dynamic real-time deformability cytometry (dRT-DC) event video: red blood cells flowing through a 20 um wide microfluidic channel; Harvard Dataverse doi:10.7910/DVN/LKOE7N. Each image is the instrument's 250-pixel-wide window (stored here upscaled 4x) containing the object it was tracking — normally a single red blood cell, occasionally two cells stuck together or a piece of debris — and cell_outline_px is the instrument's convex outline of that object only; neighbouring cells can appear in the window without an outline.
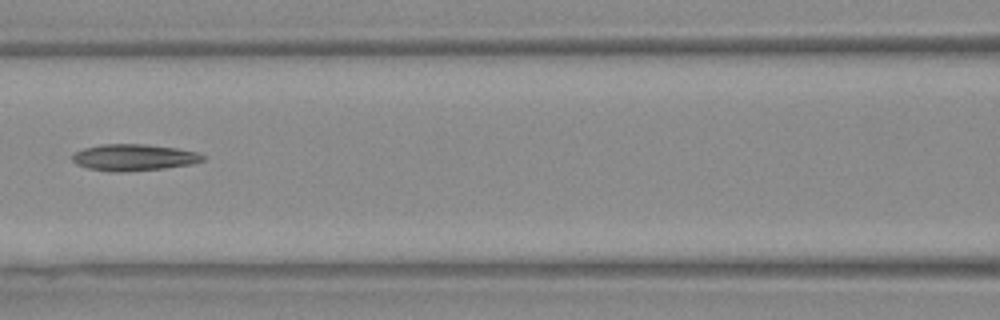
{"species": "Egyptian fruit bat (a non-hibernating species)", "species_latin": "Rousettus aegyptiacus", "temperature_condition": "warm", "stored_images_in_passage": 7, "camera_frame_rate_fps": 3000, "um_per_image_px": 0.085, "animal": {"sex": "female"}, "frame": {"image": 1, "passage_image": 6, "time_ms": 1.667, "image_size_px": [1000, 320], "cell_outline_px": [[204, 160], [192, 164], [164, 168], [120, 172], [112, 172], [88, 168], [76, 164], [72, 160], [72, 156], [76, 152], [84, 148], [104, 144], [148, 144], [176, 148], [196, 152], [204, 156]], "centroid_in_image_um": [11.37, 13.38], "position_along_channel_um": 155.2, "area_um2": 20.06}}
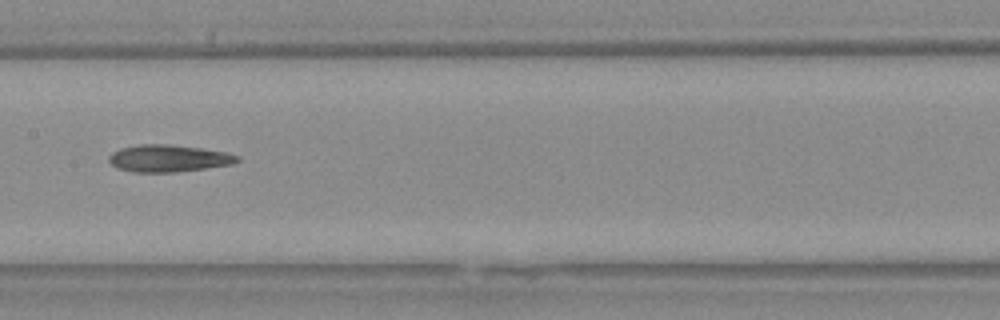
{"frame": {"image": 2, "passage_image": 7, "time_ms": 2.0, "image_size_px": [1000, 320], "cell_outline_px": [[240, 160], [232, 164], [204, 168], [172, 172], [132, 172], [116, 168], [108, 160], [108, 156], [112, 152], [120, 148], [140, 144], [168, 144], [200, 148], [228, 152], [240, 156]], "centroid_in_image_um": [14.3, 13.45], "position_along_channel_um": 193.1, "area_um2": 20.29}}